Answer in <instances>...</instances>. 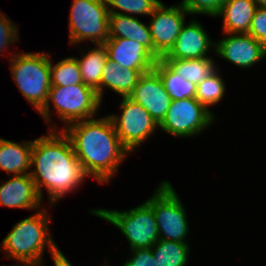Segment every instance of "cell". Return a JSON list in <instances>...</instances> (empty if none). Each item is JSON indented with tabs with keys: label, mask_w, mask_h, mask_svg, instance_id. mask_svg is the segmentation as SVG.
Returning a JSON list of instances; mask_svg holds the SVG:
<instances>
[{
	"label": "cell",
	"mask_w": 266,
	"mask_h": 266,
	"mask_svg": "<svg viewBox=\"0 0 266 266\" xmlns=\"http://www.w3.org/2000/svg\"><path fill=\"white\" fill-rule=\"evenodd\" d=\"M30 176L43 200L47 189L50 206L65 194L80 188L88 177L77 159L70 138L63 130H49L47 135L33 140ZM83 182V183H82Z\"/></svg>",
	"instance_id": "obj_1"
},
{
	"label": "cell",
	"mask_w": 266,
	"mask_h": 266,
	"mask_svg": "<svg viewBox=\"0 0 266 266\" xmlns=\"http://www.w3.org/2000/svg\"><path fill=\"white\" fill-rule=\"evenodd\" d=\"M62 130L86 174L101 184L112 180L130 153L121 144L109 115L74 122Z\"/></svg>",
	"instance_id": "obj_2"
},
{
	"label": "cell",
	"mask_w": 266,
	"mask_h": 266,
	"mask_svg": "<svg viewBox=\"0 0 266 266\" xmlns=\"http://www.w3.org/2000/svg\"><path fill=\"white\" fill-rule=\"evenodd\" d=\"M46 210L40 208L33 215L13 225L0 247L4 257L15 261L36 262L44 259L46 248L49 249L50 257L60 251L51 237L48 226L51 216Z\"/></svg>",
	"instance_id": "obj_3"
},
{
	"label": "cell",
	"mask_w": 266,
	"mask_h": 266,
	"mask_svg": "<svg viewBox=\"0 0 266 266\" xmlns=\"http://www.w3.org/2000/svg\"><path fill=\"white\" fill-rule=\"evenodd\" d=\"M51 53L13 52L10 71L21 94L39 113L45 106L51 85Z\"/></svg>",
	"instance_id": "obj_4"
},
{
	"label": "cell",
	"mask_w": 266,
	"mask_h": 266,
	"mask_svg": "<svg viewBox=\"0 0 266 266\" xmlns=\"http://www.w3.org/2000/svg\"><path fill=\"white\" fill-rule=\"evenodd\" d=\"M50 102L53 104L60 121L65 124L63 129L74 122L94 118L102 103L97 91L83 83L67 87L51 86L47 102L39 112L49 126L52 124L49 130H57L51 120Z\"/></svg>",
	"instance_id": "obj_5"
},
{
	"label": "cell",
	"mask_w": 266,
	"mask_h": 266,
	"mask_svg": "<svg viewBox=\"0 0 266 266\" xmlns=\"http://www.w3.org/2000/svg\"><path fill=\"white\" fill-rule=\"evenodd\" d=\"M89 212L117 227L126 237L130 250L151 248L159 240L156 218L146 201L130 210L99 208Z\"/></svg>",
	"instance_id": "obj_6"
},
{
	"label": "cell",
	"mask_w": 266,
	"mask_h": 266,
	"mask_svg": "<svg viewBox=\"0 0 266 266\" xmlns=\"http://www.w3.org/2000/svg\"><path fill=\"white\" fill-rule=\"evenodd\" d=\"M146 202L153 209L159 239L189 243L186 241L189 234L187 211L169 181H162Z\"/></svg>",
	"instance_id": "obj_7"
},
{
	"label": "cell",
	"mask_w": 266,
	"mask_h": 266,
	"mask_svg": "<svg viewBox=\"0 0 266 266\" xmlns=\"http://www.w3.org/2000/svg\"><path fill=\"white\" fill-rule=\"evenodd\" d=\"M70 45L91 41L104 44L109 38V13L106 0H72L69 16Z\"/></svg>",
	"instance_id": "obj_8"
},
{
	"label": "cell",
	"mask_w": 266,
	"mask_h": 266,
	"mask_svg": "<svg viewBox=\"0 0 266 266\" xmlns=\"http://www.w3.org/2000/svg\"><path fill=\"white\" fill-rule=\"evenodd\" d=\"M217 119L196 98L172 100L162 122L160 130L168 135L189 138L200 135Z\"/></svg>",
	"instance_id": "obj_9"
},
{
	"label": "cell",
	"mask_w": 266,
	"mask_h": 266,
	"mask_svg": "<svg viewBox=\"0 0 266 266\" xmlns=\"http://www.w3.org/2000/svg\"><path fill=\"white\" fill-rule=\"evenodd\" d=\"M121 109V110H120ZM121 114H109L121 144L131 153L153 135L159 125L140 104L122 97Z\"/></svg>",
	"instance_id": "obj_10"
},
{
	"label": "cell",
	"mask_w": 266,
	"mask_h": 266,
	"mask_svg": "<svg viewBox=\"0 0 266 266\" xmlns=\"http://www.w3.org/2000/svg\"><path fill=\"white\" fill-rule=\"evenodd\" d=\"M189 13L182 4L167 7L161 2L150 16L149 29L153 42V56L163 58L173 47Z\"/></svg>",
	"instance_id": "obj_11"
},
{
	"label": "cell",
	"mask_w": 266,
	"mask_h": 266,
	"mask_svg": "<svg viewBox=\"0 0 266 266\" xmlns=\"http://www.w3.org/2000/svg\"><path fill=\"white\" fill-rule=\"evenodd\" d=\"M222 34H227V37L215 42L213 52L216 56L228 60L239 68H245V70L253 68L255 64L266 58V46L250 34Z\"/></svg>",
	"instance_id": "obj_12"
},
{
	"label": "cell",
	"mask_w": 266,
	"mask_h": 266,
	"mask_svg": "<svg viewBox=\"0 0 266 266\" xmlns=\"http://www.w3.org/2000/svg\"><path fill=\"white\" fill-rule=\"evenodd\" d=\"M128 97L143 106L158 125L162 122L172 102L159 74L154 69L140 76L133 92Z\"/></svg>",
	"instance_id": "obj_13"
},
{
	"label": "cell",
	"mask_w": 266,
	"mask_h": 266,
	"mask_svg": "<svg viewBox=\"0 0 266 266\" xmlns=\"http://www.w3.org/2000/svg\"><path fill=\"white\" fill-rule=\"evenodd\" d=\"M212 40L202 23L191 19L183 25L173 47L162 59L210 58L208 53L212 48L215 49V42Z\"/></svg>",
	"instance_id": "obj_14"
},
{
	"label": "cell",
	"mask_w": 266,
	"mask_h": 266,
	"mask_svg": "<svg viewBox=\"0 0 266 266\" xmlns=\"http://www.w3.org/2000/svg\"><path fill=\"white\" fill-rule=\"evenodd\" d=\"M0 185V206L37 210L43 200L30 174L14 175Z\"/></svg>",
	"instance_id": "obj_15"
},
{
	"label": "cell",
	"mask_w": 266,
	"mask_h": 266,
	"mask_svg": "<svg viewBox=\"0 0 266 266\" xmlns=\"http://www.w3.org/2000/svg\"><path fill=\"white\" fill-rule=\"evenodd\" d=\"M104 45L108 59L123 68L154 69L157 59L136 41L129 38H108Z\"/></svg>",
	"instance_id": "obj_16"
},
{
	"label": "cell",
	"mask_w": 266,
	"mask_h": 266,
	"mask_svg": "<svg viewBox=\"0 0 266 266\" xmlns=\"http://www.w3.org/2000/svg\"><path fill=\"white\" fill-rule=\"evenodd\" d=\"M151 70L123 68L116 62L107 59L101 75V101H103L105 88L122 97H128L133 92L140 76Z\"/></svg>",
	"instance_id": "obj_17"
},
{
	"label": "cell",
	"mask_w": 266,
	"mask_h": 266,
	"mask_svg": "<svg viewBox=\"0 0 266 266\" xmlns=\"http://www.w3.org/2000/svg\"><path fill=\"white\" fill-rule=\"evenodd\" d=\"M33 140L13 142L0 138V169L7 176L30 174Z\"/></svg>",
	"instance_id": "obj_18"
},
{
	"label": "cell",
	"mask_w": 266,
	"mask_h": 266,
	"mask_svg": "<svg viewBox=\"0 0 266 266\" xmlns=\"http://www.w3.org/2000/svg\"><path fill=\"white\" fill-rule=\"evenodd\" d=\"M109 38H129L143 45L153 55L149 25L137 17L109 14Z\"/></svg>",
	"instance_id": "obj_19"
},
{
	"label": "cell",
	"mask_w": 266,
	"mask_h": 266,
	"mask_svg": "<svg viewBox=\"0 0 266 266\" xmlns=\"http://www.w3.org/2000/svg\"><path fill=\"white\" fill-rule=\"evenodd\" d=\"M256 8L254 0H227L216 16L223 17V33H248Z\"/></svg>",
	"instance_id": "obj_20"
},
{
	"label": "cell",
	"mask_w": 266,
	"mask_h": 266,
	"mask_svg": "<svg viewBox=\"0 0 266 266\" xmlns=\"http://www.w3.org/2000/svg\"><path fill=\"white\" fill-rule=\"evenodd\" d=\"M95 46L87 51L80 49L82 57L77 58V61L83 84L95 89L101 100V75L108 55L104 44H96Z\"/></svg>",
	"instance_id": "obj_21"
},
{
	"label": "cell",
	"mask_w": 266,
	"mask_h": 266,
	"mask_svg": "<svg viewBox=\"0 0 266 266\" xmlns=\"http://www.w3.org/2000/svg\"><path fill=\"white\" fill-rule=\"evenodd\" d=\"M154 70L159 74L172 100L195 98L197 85L183 79L162 58L156 61Z\"/></svg>",
	"instance_id": "obj_22"
},
{
	"label": "cell",
	"mask_w": 266,
	"mask_h": 266,
	"mask_svg": "<svg viewBox=\"0 0 266 266\" xmlns=\"http://www.w3.org/2000/svg\"><path fill=\"white\" fill-rule=\"evenodd\" d=\"M183 79L199 84L217 68L213 58L163 59Z\"/></svg>",
	"instance_id": "obj_23"
},
{
	"label": "cell",
	"mask_w": 266,
	"mask_h": 266,
	"mask_svg": "<svg viewBox=\"0 0 266 266\" xmlns=\"http://www.w3.org/2000/svg\"><path fill=\"white\" fill-rule=\"evenodd\" d=\"M189 243L159 239L152 247L157 266H187Z\"/></svg>",
	"instance_id": "obj_24"
},
{
	"label": "cell",
	"mask_w": 266,
	"mask_h": 266,
	"mask_svg": "<svg viewBox=\"0 0 266 266\" xmlns=\"http://www.w3.org/2000/svg\"><path fill=\"white\" fill-rule=\"evenodd\" d=\"M226 92V85L217 68L211 75L197 84L195 98L208 110L221 102Z\"/></svg>",
	"instance_id": "obj_25"
},
{
	"label": "cell",
	"mask_w": 266,
	"mask_h": 266,
	"mask_svg": "<svg viewBox=\"0 0 266 266\" xmlns=\"http://www.w3.org/2000/svg\"><path fill=\"white\" fill-rule=\"evenodd\" d=\"M52 86H72L81 84L82 77L77 57H66L55 65L50 64Z\"/></svg>",
	"instance_id": "obj_26"
},
{
	"label": "cell",
	"mask_w": 266,
	"mask_h": 266,
	"mask_svg": "<svg viewBox=\"0 0 266 266\" xmlns=\"http://www.w3.org/2000/svg\"><path fill=\"white\" fill-rule=\"evenodd\" d=\"M161 2V0H106L109 14L134 15V17L151 16Z\"/></svg>",
	"instance_id": "obj_27"
},
{
	"label": "cell",
	"mask_w": 266,
	"mask_h": 266,
	"mask_svg": "<svg viewBox=\"0 0 266 266\" xmlns=\"http://www.w3.org/2000/svg\"><path fill=\"white\" fill-rule=\"evenodd\" d=\"M227 0H182L183 8L190 14L208 15L215 18Z\"/></svg>",
	"instance_id": "obj_28"
},
{
	"label": "cell",
	"mask_w": 266,
	"mask_h": 266,
	"mask_svg": "<svg viewBox=\"0 0 266 266\" xmlns=\"http://www.w3.org/2000/svg\"><path fill=\"white\" fill-rule=\"evenodd\" d=\"M19 37L17 25L5 13L0 12V56L11 44L16 43Z\"/></svg>",
	"instance_id": "obj_29"
},
{
	"label": "cell",
	"mask_w": 266,
	"mask_h": 266,
	"mask_svg": "<svg viewBox=\"0 0 266 266\" xmlns=\"http://www.w3.org/2000/svg\"><path fill=\"white\" fill-rule=\"evenodd\" d=\"M248 34L266 46V8H256Z\"/></svg>",
	"instance_id": "obj_30"
},
{
	"label": "cell",
	"mask_w": 266,
	"mask_h": 266,
	"mask_svg": "<svg viewBox=\"0 0 266 266\" xmlns=\"http://www.w3.org/2000/svg\"><path fill=\"white\" fill-rule=\"evenodd\" d=\"M131 253L122 266H157L151 248L132 249Z\"/></svg>",
	"instance_id": "obj_31"
},
{
	"label": "cell",
	"mask_w": 266,
	"mask_h": 266,
	"mask_svg": "<svg viewBox=\"0 0 266 266\" xmlns=\"http://www.w3.org/2000/svg\"><path fill=\"white\" fill-rule=\"evenodd\" d=\"M51 258L53 260L54 266H73L71 262L65 257V255L61 252V250ZM43 261L44 260L33 262V266H43Z\"/></svg>",
	"instance_id": "obj_32"
},
{
	"label": "cell",
	"mask_w": 266,
	"mask_h": 266,
	"mask_svg": "<svg viewBox=\"0 0 266 266\" xmlns=\"http://www.w3.org/2000/svg\"><path fill=\"white\" fill-rule=\"evenodd\" d=\"M20 262V264L10 265V266H33V262L30 261H16Z\"/></svg>",
	"instance_id": "obj_33"
},
{
	"label": "cell",
	"mask_w": 266,
	"mask_h": 266,
	"mask_svg": "<svg viewBox=\"0 0 266 266\" xmlns=\"http://www.w3.org/2000/svg\"><path fill=\"white\" fill-rule=\"evenodd\" d=\"M257 7L266 8V0H254Z\"/></svg>",
	"instance_id": "obj_34"
}]
</instances>
